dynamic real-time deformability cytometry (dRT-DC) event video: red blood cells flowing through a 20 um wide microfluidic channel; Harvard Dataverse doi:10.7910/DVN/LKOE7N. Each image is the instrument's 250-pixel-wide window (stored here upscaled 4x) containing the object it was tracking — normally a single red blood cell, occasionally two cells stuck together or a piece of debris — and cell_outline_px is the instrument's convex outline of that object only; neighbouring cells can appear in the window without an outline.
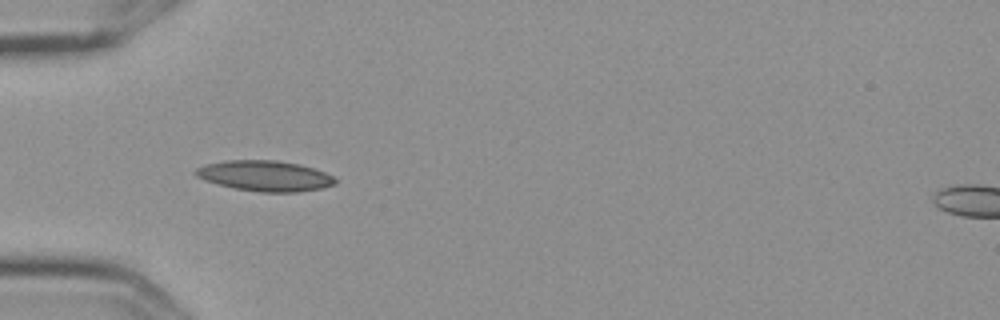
{"species": "Egyptian fruit bat (a non-hibernating species)", "species_latin": "Rousettus aegyptiacus", "temperature_condition": "cold", "stored_images_in_passage": 9, "camera_frame_rate_fps": 3000, "um_per_image_px": 0.085, "frame": {"image": 1, "passage_image": 6, "time_ms": 1.667, "image_size_px": [1000, 320], "cell_outline_px": [[336, 184], [324, 188], [296, 192], [260, 192], [232, 188], [204, 180], [196, 176], [192, 172], [196, 168], [208, 164], [228, 160], [276, 160], [300, 164], [324, 172], [332, 176], [336, 180]], "centroid_in_image_um": [22.51, 14.95], "position_along_channel_um": 62.5, "area_um2": 24.85}}
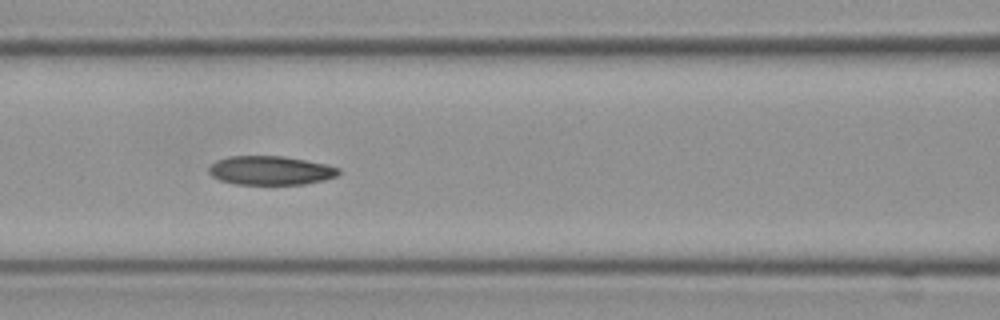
{"frame": {"image": 2, "passage_image": 8, "time_ms": 2.333, "image_size_px": [1000, 320], "cell_outline_px": [[340, 172], [336, 176], [324, 180], [304, 184], [236, 184], [220, 180], [212, 176], [208, 172], [208, 168], [216, 160], [228, 156], [284, 156], [324, 164], [340, 168]], "centroid_in_image_um": [22.97, 14.48], "position_along_channel_um": 143.6, "area_um2": 21.79}}
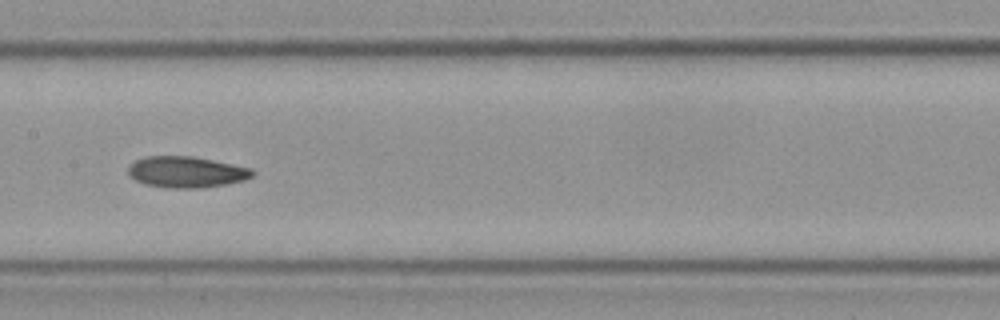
{"frame": {"image": 3, "passage_image": 9, "time_ms": 2.667, "image_size_px": [1000, 320], "cell_outline_px": [[256, 172], [252, 176], [244, 180], [228, 184], [200, 188], [168, 188], [144, 184], [136, 180], [128, 172], [128, 168], [136, 160], [144, 156], [192, 156], [252, 168]], "centroid_in_image_um": [15.87, 14.62], "position_along_channel_um": 191.5, "area_um2": 22.54}}